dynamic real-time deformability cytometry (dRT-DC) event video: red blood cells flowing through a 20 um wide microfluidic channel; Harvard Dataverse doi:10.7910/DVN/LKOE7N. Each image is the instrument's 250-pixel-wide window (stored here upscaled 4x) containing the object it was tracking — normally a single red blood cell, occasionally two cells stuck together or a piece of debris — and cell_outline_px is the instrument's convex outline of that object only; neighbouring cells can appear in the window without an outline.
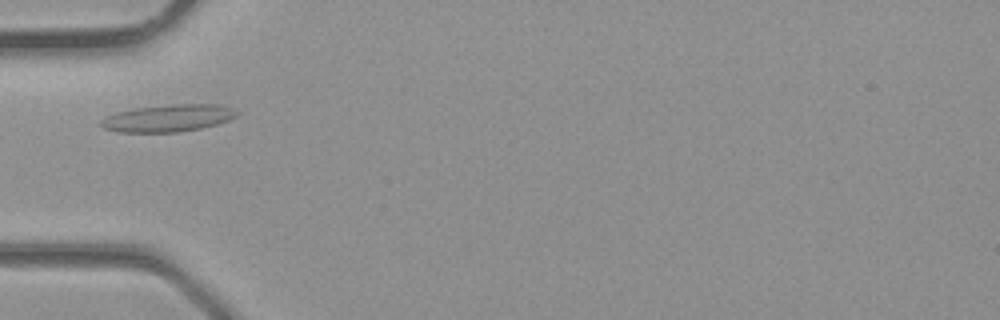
{"species": "common noctule bat (a hibernating species)", "species_latin": "Nyctalus noctula", "temperature_condition": "room temperature", "stored_images_in_passage": 3, "camera_frame_rate_fps": 3000, "um_per_image_px": 0.085, "animal": {"sex": "male", "body_mass_g": 23.1, "forearm_length_mm": 52.7}, "frame": {"image": 1, "passage_image": 3, "time_ms": 0.667, "image_size_px": [1000, 320], "cell_outline_px": [[240, 112], [236, 116], [228, 120], [216, 124], [200, 128], [176, 132], [120, 132], [104, 128], [100, 124], [100, 120], [116, 112], [132, 108], [168, 104], [220, 104], [232, 108]], "centroid_in_image_um": [14.29, 10.02], "position_along_channel_um": 70.7, "area_um2": 21.56}}